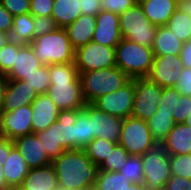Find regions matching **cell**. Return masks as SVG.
I'll list each match as a JSON object with an SVG mask.
<instances>
[{
    "label": "cell",
    "mask_w": 191,
    "mask_h": 190,
    "mask_svg": "<svg viewBox=\"0 0 191 190\" xmlns=\"http://www.w3.org/2000/svg\"><path fill=\"white\" fill-rule=\"evenodd\" d=\"M143 167V184L147 190L166 187L171 178L169 154L163 143H155L145 154L141 155Z\"/></svg>",
    "instance_id": "cell-6"
},
{
    "label": "cell",
    "mask_w": 191,
    "mask_h": 190,
    "mask_svg": "<svg viewBox=\"0 0 191 190\" xmlns=\"http://www.w3.org/2000/svg\"><path fill=\"white\" fill-rule=\"evenodd\" d=\"M13 143L30 169L52 164L36 133L17 137Z\"/></svg>",
    "instance_id": "cell-15"
},
{
    "label": "cell",
    "mask_w": 191,
    "mask_h": 190,
    "mask_svg": "<svg viewBox=\"0 0 191 190\" xmlns=\"http://www.w3.org/2000/svg\"><path fill=\"white\" fill-rule=\"evenodd\" d=\"M176 9L191 17V0H177Z\"/></svg>",
    "instance_id": "cell-52"
},
{
    "label": "cell",
    "mask_w": 191,
    "mask_h": 190,
    "mask_svg": "<svg viewBox=\"0 0 191 190\" xmlns=\"http://www.w3.org/2000/svg\"><path fill=\"white\" fill-rule=\"evenodd\" d=\"M13 16L30 13V0H0Z\"/></svg>",
    "instance_id": "cell-44"
},
{
    "label": "cell",
    "mask_w": 191,
    "mask_h": 190,
    "mask_svg": "<svg viewBox=\"0 0 191 190\" xmlns=\"http://www.w3.org/2000/svg\"><path fill=\"white\" fill-rule=\"evenodd\" d=\"M8 84V78L6 74L0 73V110L3 105L4 92Z\"/></svg>",
    "instance_id": "cell-53"
},
{
    "label": "cell",
    "mask_w": 191,
    "mask_h": 190,
    "mask_svg": "<svg viewBox=\"0 0 191 190\" xmlns=\"http://www.w3.org/2000/svg\"><path fill=\"white\" fill-rule=\"evenodd\" d=\"M22 81L32 86L37 95L46 94L50 87L48 65L37 68L30 76L23 77Z\"/></svg>",
    "instance_id": "cell-35"
},
{
    "label": "cell",
    "mask_w": 191,
    "mask_h": 190,
    "mask_svg": "<svg viewBox=\"0 0 191 190\" xmlns=\"http://www.w3.org/2000/svg\"><path fill=\"white\" fill-rule=\"evenodd\" d=\"M82 94L86 103L115 92L128 83L131 78L118 67L97 69L80 74Z\"/></svg>",
    "instance_id": "cell-5"
},
{
    "label": "cell",
    "mask_w": 191,
    "mask_h": 190,
    "mask_svg": "<svg viewBox=\"0 0 191 190\" xmlns=\"http://www.w3.org/2000/svg\"><path fill=\"white\" fill-rule=\"evenodd\" d=\"M163 144L169 155L191 154V126L175 123Z\"/></svg>",
    "instance_id": "cell-25"
},
{
    "label": "cell",
    "mask_w": 191,
    "mask_h": 190,
    "mask_svg": "<svg viewBox=\"0 0 191 190\" xmlns=\"http://www.w3.org/2000/svg\"><path fill=\"white\" fill-rule=\"evenodd\" d=\"M175 88L181 95L191 96V68L182 67Z\"/></svg>",
    "instance_id": "cell-46"
},
{
    "label": "cell",
    "mask_w": 191,
    "mask_h": 190,
    "mask_svg": "<svg viewBox=\"0 0 191 190\" xmlns=\"http://www.w3.org/2000/svg\"><path fill=\"white\" fill-rule=\"evenodd\" d=\"M54 0H30V13L33 16H51Z\"/></svg>",
    "instance_id": "cell-45"
},
{
    "label": "cell",
    "mask_w": 191,
    "mask_h": 190,
    "mask_svg": "<svg viewBox=\"0 0 191 190\" xmlns=\"http://www.w3.org/2000/svg\"><path fill=\"white\" fill-rule=\"evenodd\" d=\"M56 190H72V189L62 188V187L58 186V187L56 188Z\"/></svg>",
    "instance_id": "cell-60"
},
{
    "label": "cell",
    "mask_w": 191,
    "mask_h": 190,
    "mask_svg": "<svg viewBox=\"0 0 191 190\" xmlns=\"http://www.w3.org/2000/svg\"><path fill=\"white\" fill-rule=\"evenodd\" d=\"M182 72L180 55L155 56L148 78L161 87H175Z\"/></svg>",
    "instance_id": "cell-14"
},
{
    "label": "cell",
    "mask_w": 191,
    "mask_h": 190,
    "mask_svg": "<svg viewBox=\"0 0 191 190\" xmlns=\"http://www.w3.org/2000/svg\"><path fill=\"white\" fill-rule=\"evenodd\" d=\"M136 91L133 101L132 116L147 121L158 108L163 93V87L151 81L148 77L134 78Z\"/></svg>",
    "instance_id": "cell-10"
},
{
    "label": "cell",
    "mask_w": 191,
    "mask_h": 190,
    "mask_svg": "<svg viewBox=\"0 0 191 190\" xmlns=\"http://www.w3.org/2000/svg\"><path fill=\"white\" fill-rule=\"evenodd\" d=\"M135 91V81L131 79L122 88L96 99L92 104L109 115L126 119L132 116Z\"/></svg>",
    "instance_id": "cell-11"
},
{
    "label": "cell",
    "mask_w": 191,
    "mask_h": 190,
    "mask_svg": "<svg viewBox=\"0 0 191 190\" xmlns=\"http://www.w3.org/2000/svg\"><path fill=\"white\" fill-rule=\"evenodd\" d=\"M116 144V142L107 141L99 137L94 138L84 150L92 161L99 167L100 164L108 157L110 152H112V149Z\"/></svg>",
    "instance_id": "cell-33"
},
{
    "label": "cell",
    "mask_w": 191,
    "mask_h": 190,
    "mask_svg": "<svg viewBox=\"0 0 191 190\" xmlns=\"http://www.w3.org/2000/svg\"><path fill=\"white\" fill-rule=\"evenodd\" d=\"M182 40L176 37L167 26H158L155 33V38L152 45L154 56L180 55Z\"/></svg>",
    "instance_id": "cell-26"
},
{
    "label": "cell",
    "mask_w": 191,
    "mask_h": 190,
    "mask_svg": "<svg viewBox=\"0 0 191 190\" xmlns=\"http://www.w3.org/2000/svg\"><path fill=\"white\" fill-rule=\"evenodd\" d=\"M23 190H56L57 176L52 164L31 168L20 186Z\"/></svg>",
    "instance_id": "cell-23"
},
{
    "label": "cell",
    "mask_w": 191,
    "mask_h": 190,
    "mask_svg": "<svg viewBox=\"0 0 191 190\" xmlns=\"http://www.w3.org/2000/svg\"><path fill=\"white\" fill-rule=\"evenodd\" d=\"M2 170H3V166L0 165V190H8L9 187L6 184L5 177Z\"/></svg>",
    "instance_id": "cell-54"
},
{
    "label": "cell",
    "mask_w": 191,
    "mask_h": 190,
    "mask_svg": "<svg viewBox=\"0 0 191 190\" xmlns=\"http://www.w3.org/2000/svg\"><path fill=\"white\" fill-rule=\"evenodd\" d=\"M137 2L149 22L157 27L166 26L177 8V0H143Z\"/></svg>",
    "instance_id": "cell-22"
},
{
    "label": "cell",
    "mask_w": 191,
    "mask_h": 190,
    "mask_svg": "<svg viewBox=\"0 0 191 190\" xmlns=\"http://www.w3.org/2000/svg\"><path fill=\"white\" fill-rule=\"evenodd\" d=\"M127 190H147L143 183H133Z\"/></svg>",
    "instance_id": "cell-56"
},
{
    "label": "cell",
    "mask_w": 191,
    "mask_h": 190,
    "mask_svg": "<svg viewBox=\"0 0 191 190\" xmlns=\"http://www.w3.org/2000/svg\"><path fill=\"white\" fill-rule=\"evenodd\" d=\"M119 28L122 38L152 47L157 26L149 22L139 3L119 15Z\"/></svg>",
    "instance_id": "cell-7"
},
{
    "label": "cell",
    "mask_w": 191,
    "mask_h": 190,
    "mask_svg": "<svg viewBox=\"0 0 191 190\" xmlns=\"http://www.w3.org/2000/svg\"><path fill=\"white\" fill-rule=\"evenodd\" d=\"M24 44L9 40L0 49V73L7 74L14 66L15 54Z\"/></svg>",
    "instance_id": "cell-37"
},
{
    "label": "cell",
    "mask_w": 191,
    "mask_h": 190,
    "mask_svg": "<svg viewBox=\"0 0 191 190\" xmlns=\"http://www.w3.org/2000/svg\"><path fill=\"white\" fill-rule=\"evenodd\" d=\"M191 115V96H177V107L173 113L175 123H184Z\"/></svg>",
    "instance_id": "cell-41"
},
{
    "label": "cell",
    "mask_w": 191,
    "mask_h": 190,
    "mask_svg": "<svg viewBox=\"0 0 191 190\" xmlns=\"http://www.w3.org/2000/svg\"><path fill=\"white\" fill-rule=\"evenodd\" d=\"M180 59L182 67L191 68V40L183 43Z\"/></svg>",
    "instance_id": "cell-51"
},
{
    "label": "cell",
    "mask_w": 191,
    "mask_h": 190,
    "mask_svg": "<svg viewBox=\"0 0 191 190\" xmlns=\"http://www.w3.org/2000/svg\"><path fill=\"white\" fill-rule=\"evenodd\" d=\"M184 123L191 126V115L188 116V118L184 121Z\"/></svg>",
    "instance_id": "cell-57"
},
{
    "label": "cell",
    "mask_w": 191,
    "mask_h": 190,
    "mask_svg": "<svg viewBox=\"0 0 191 190\" xmlns=\"http://www.w3.org/2000/svg\"><path fill=\"white\" fill-rule=\"evenodd\" d=\"M29 45L43 65L74 62L75 49L64 28L35 37Z\"/></svg>",
    "instance_id": "cell-3"
},
{
    "label": "cell",
    "mask_w": 191,
    "mask_h": 190,
    "mask_svg": "<svg viewBox=\"0 0 191 190\" xmlns=\"http://www.w3.org/2000/svg\"><path fill=\"white\" fill-rule=\"evenodd\" d=\"M75 149H85L93 140L91 122L89 121V103L83 109L77 110V120L74 124Z\"/></svg>",
    "instance_id": "cell-29"
},
{
    "label": "cell",
    "mask_w": 191,
    "mask_h": 190,
    "mask_svg": "<svg viewBox=\"0 0 191 190\" xmlns=\"http://www.w3.org/2000/svg\"><path fill=\"white\" fill-rule=\"evenodd\" d=\"M80 0H54L52 17L59 28H65L80 15Z\"/></svg>",
    "instance_id": "cell-27"
},
{
    "label": "cell",
    "mask_w": 191,
    "mask_h": 190,
    "mask_svg": "<svg viewBox=\"0 0 191 190\" xmlns=\"http://www.w3.org/2000/svg\"><path fill=\"white\" fill-rule=\"evenodd\" d=\"M89 121L91 122L93 139L100 137L119 143L123 118L109 115L89 103Z\"/></svg>",
    "instance_id": "cell-13"
},
{
    "label": "cell",
    "mask_w": 191,
    "mask_h": 190,
    "mask_svg": "<svg viewBox=\"0 0 191 190\" xmlns=\"http://www.w3.org/2000/svg\"><path fill=\"white\" fill-rule=\"evenodd\" d=\"M31 108L33 133L44 131L57 121L59 109L47 93L38 95L31 104Z\"/></svg>",
    "instance_id": "cell-18"
},
{
    "label": "cell",
    "mask_w": 191,
    "mask_h": 190,
    "mask_svg": "<svg viewBox=\"0 0 191 190\" xmlns=\"http://www.w3.org/2000/svg\"><path fill=\"white\" fill-rule=\"evenodd\" d=\"M74 64L79 75L97 69L116 67L115 47L90 41L75 50Z\"/></svg>",
    "instance_id": "cell-8"
},
{
    "label": "cell",
    "mask_w": 191,
    "mask_h": 190,
    "mask_svg": "<svg viewBox=\"0 0 191 190\" xmlns=\"http://www.w3.org/2000/svg\"><path fill=\"white\" fill-rule=\"evenodd\" d=\"M131 183H143V167L141 156L129 155L125 165L119 170Z\"/></svg>",
    "instance_id": "cell-36"
},
{
    "label": "cell",
    "mask_w": 191,
    "mask_h": 190,
    "mask_svg": "<svg viewBox=\"0 0 191 190\" xmlns=\"http://www.w3.org/2000/svg\"><path fill=\"white\" fill-rule=\"evenodd\" d=\"M96 25V16L81 14L64 28L75 50L92 41Z\"/></svg>",
    "instance_id": "cell-20"
},
{
    "label": "cell",
    "mask_w": 191,
    "mask_h": 190,
    "mask_svg": "<svg viewBox=\"0 0 191 190\" xmlns=\"http://www.w3.org/2000/svg\"><path fill=\"white\" fill-rule=\"evenodd\" d=\"M42 65L34 55L32 47L24 44L15 54L14 66L6 76L8 80H22L23 77L30 76Z\"/></svg>",
    "instance_id": "cell-21"
},
{
    "label": "cell",
    "mask_w": 191,
    "mask_h": 190,
    "mask_svg": "<svg viewBox=\"0 0 191 190\" xmlns=\"http://www.w3.org/2000/svg\"><path fill=\"white\" fill-rule=\"evenodd\" d=\"M10 39L21 44H30L35 38L33 15L20 14L13 17Z\"/></svg>",
    "instance_id": "cell-28"
},
{
    "label": "cell",
    "mask_w": 191,
    "mask_h": 190,
    "mask_svg": "<svg viewBox=\"0 0 191 190\" xmlns=\"http://www.w3.org/2000/svg\"><path fill=\"white\" fill-rule=\"evenodd\" d=\"M48 96L59 110H78L86 106L79 72L74 62L48 65Z\"/></svg>",
    "instance_id": "cell-2"
},
{
    "label": "cell",
    "mask_w": 191,
    "mask_h": 190,
    "mask_svg": "<svg viewBox=\"0 0 191 190\" xmlns=\"http://www.w3.org/2000/svg\"><path fill=\"white\" fill-rule=\"evenodd\" d=\"M132 184L119 171L98 170L93 190H127Z\"/></svg>",
    "instance_id": "cell-31"
},
{
    "label": "cell",
    "mask_w": 191,
    "mask_h": 190,
    "mask_svg": "<svg viewBox=\"0 0 191 190\" xmlns=\"http://www.w3.org/2000/svg\"><path fill=\"white\" fill-rule=\"evenodd\" d=\"M33 24L35 37L48 34L58 28L52 16H33Z\"/></svg>",
    "instance_id": "cell-42"
},
{
    "label": "cell",
    "mask_w": 191,
    "mask_h": 190,
    "mask_svg": "<svg viewBox=\"0 0 191 190\" xmlns=\"http://www.w3.org/2000/svg\"><path fill=\"white\" fill-rule=\"evenodd\" d=\"M30 168L21 153L14 146L3 165V174L9 188L20 187Z\"/></svg>",
    "instance_id": "cell-24"
},
{
    "label": "cell",
    "mask_w": 191,
    "mask_h": 190,
    "mask_svg": "<svg viewBox=\"0 0 191 190\" xmlns=\"http://www.w3.org/2000/svg\"><path fill=\"white\" fill-rule=\"evenodd\" d=\"M96 24L92 41L104 46L116 47L122 40L118 14L100 11L96 15Z\"/></svg>",
    "instance_id": "cell-16"
},
{
    "label": "cell",
    "mask_w": 191,
    "mask_h": 190,
    "mask_svg": "<svg viewBox=\"0 0 191 190\" xmlns=\"http://www.w3.org/2000/svg\"><path fill=\"white\" fill-rule=\"evenodd\" d=\"M10 40V35L0 30V49Z\"/></svg>",
    "instance_id": "cell-55"
},
{
    "label": "cell",
    "mask_w": 191,
    "mask_h": 190,
    "mask_svg": "<svg viewBox=\"0 0 191 190\" xmlns=\"http://www.w3.org/2000/svg\"><path fill=\"white\" fill-rule=\"evenodd\" d=\"M156 190H168L166 187H162V188H159V189H156Z\"/></svg>",
    "instance_id": "cell-61"
},
{
    "label": "cell",
    "mask_w": 191,
    "mask_h": 190,
    "mask_svg": "<svg viewBox=\"0 0 191 190\" xmlns=\"http://www.w3.org/2000/svg\"><path fill=\"white\" fill-rule=\"evenodd\" d=\"M8 190H23L21 187H13V188H9Z\"/></svg>",
    "instance_id": "cell-59"
},
{
    "label": "cell",
    "mask_w": 191,
    "mask_h": 190,
    "mask_svg": "<svg viewBox=\"0 0 191 190\" xmlns=\"http://www.w3.org/2000/svg\"><path fill=\"white\" fill-rule=\"evenodd\" d=\"M13 17L14 16L0 3V30L2 32L11 33Z\"/></svg>",
    "instance_id": "cell-49"
},
{
    "label": "cell",
    "mask_w": 191,
    "mask_h": 190,
    "mask_svg": "<svg viewBox=\"0 0 191 190\" xmlns=\"http://www.w3.org/2000/svg\"><path fill=\"white\" fill-rule=\"evenodd\" d=\"M136 3H138L137 0H102L101 11H109L120 15Z\"/></svg>",
    "instance_id": "cell-43"
},
{
    "label": "cell",
    "mask_w": 191,
    "mask_h": 190,
    "mask_svg": "<svg viewBox=\"0 0 191 190\" xmlns=\"http://www.w3.org/2000/svg\"><path fill=\"white\" fill-rule=\"evenodd\" d=\"M177 96H181V94L175 87L163 88L157 111L165 114H173L177 107Z\"/></svg>",
    "instance_id": "cell-40"
},
{
    "label": "cell",
    "mask_w": 191,
    "mask_h": 190,
    "mask_svg": "<svg viewBox=\"0 0 191 190\" xmlns=\"http://www.w3.org/2000/svg\"><path fill=\"white\" fill-rule=\"evenodd\" d=\"M77 110H59L57 121L53 124V137L64 150L75 149L74 124Z\"/></svg>",
    "instance_id": "cell-19"
},
{
    "label": "cell",
    "mask_w": 191,
    "mask_h": 190,
    "mask_svg": "<svg viewBox=\"0 0 191 190\" xmlns=\"http://www.w3.org/2000/svg\"><path fill=\"white\" fill-rule=\"evenodd\" d=\"M146 122L155 143H163L175 125L173 114H165L158 111Z\"/></svg>",
    "instance_id": "cell-30"
},
{
    "label": "cell",
    "mask_w": 191,
    "mask_h": 190,
    "mask_svg": "<svg viewBox=\"0 0 191 190\" xmlns=\"http://www.w3.org/2000/svg\"><path fill=\"white\" fill-rule=\"evenodd\" d=\"M168 190H191V179L180 176H171L166 183Z\"/></svg>",
    "instance_id": "cell-48"
},
{
    "label": "cell",
    "mask_w": 191,
    "mask_h": 190,
    "mask_svg": "<svg viewBox=\"0 0 191 190\" xmlns=\"http://www.w3.org/2000/svg\"><path fill=\"white\" fill-rule=\"evenodd\" d=\"M58 186L72 190H93L99 167L83 149L65 150L52 160Z\"/></svg>",
    "instance_id": "cell-1"
},
{
    "label": "cell",
    "mask_w": 191,
    "mask_h": 190,
    "mask_svg": "<svg viewBox=\"0 0 191 190\" xmlns=\"http://www.w3.org/2000/svg\"><path fill=\"white\" fill-rule=\"evenodd\" d=\"M119 144L124 147L130 155L141 156L145 154L155 142L152 139L147 122L129 116L123 119Z\"/></svg>",
    "instance_id": "cell-9"
},
{
    "label": "cell",
    "mask_w": 191,
    "mask_h": 190,
    "mask_svg": "<svg viewBox=\"0 0 191 190\" xmlns=\"http://www.w3.org/2000/svg\"><path fill=\"white\" fill-rule=\"evenodd\" d=\"M13 147H14L13 140L4 138L2 141H0V165L2 166L4 165Z\"/></svg>",
    "instance_id": "cell-50"
},
{
    "label": "cell",
    "mask_w": 191,
    "mask_h": 190,
    "mask_svg": "<svg viewBox=\"0 0 191 190\" xmlns=\"http://www.w3.org/2000/svg\"><path fill=\"white\" fill-rule=\"evenodd\" d=\"M154 51L151 47L122 38L115 47L116 67L131 79L148 77L154 63Z\"/></svg>",
    "instance_id": "cell-4"
},
{
    "label": "cell",
    "mask_w": 191,
    "mask_h": 190,
    "mask_svg": "<svg viewBox=\"0 0 191 190\" xmlns=\"http://www.w3.org/2000/svg\"><path fill=\"white\" fill-rule=\"evenodd\" d=\"M166 26L182 42L191 40V17L187 14L176 9Z\"/></svg>",
    "instance_id": "cell-32"
},
{
    "label": "cell",
    "mask_w": 191,
    "mask_h": 190,
    "mask_svg": "<svg viewBox=\"0 0 191 190\" xmlns=\"http://www.w3.org/2000/svg\"><path fill=\"white\" fill-rule=\"evenodd\" d=\"M129 155L128 151L117 143L108 157L100 164L99 170L108 172L119 171L125 165Z\"/></svg>",
    "instance_id": "cell-34"
},
{
    "label": "cell",
    "mask_w": 191,
    "mask_h": 190,
    "mask_svg": "<svg viewBox=\"0 0 191 190\" xmlns=\"http://www.w3.org/2000/svg\"><path fill=\"white\" fill-rule=\"evenodd\" d=\"M3 139H4V136H3V132L0 125V141H2Z\"/></svg>",
    "instance_id": "cell-58"
},
{
    "label": "cell",
    "mask_w": 191,
    "mask_h": 190,
    "mask_svg": "<svg viewBox=\"0 0 191 190\" xmlns=\"http://www.w3.org/2000/svg\"><path fill=\"white\" fill-rule=\"evenodd\" d=\"M37 93L22 80H8L0 112L14 111L19 107L31 105Z\"/></svg>",
    "instance_id": "cell-17"
},
{
    "label": "cell",
    "mask_w": 191,
    "mask_h": 190,
    "mask_svg": "<svg viewBox=\"0 0 191 190\" xmlns=\"http://www.w3.org/2000/svg\"><path fill=\"white\" fill-rule=\"evenodd\" d=\"M36 135L40 139L43 148L46 150L47 155L51 160L57 158L65 151L60 145V142L54 140L53 124L46 130L37 132Z\"/></svg>",
    "instance_id": "cell-38"
},
{
    "label": "cell",
    "mask_w": 191,
    "mask_h": 190,
    "mask_svg": "<svg viewBox=\"0 0 191 190\" xmlns=\"http://www.w3.org/2000/svg\"><path fill=\"white\" fill-rule=\"evenodd\" d=\"M102 7V0H80L81 13L96 16Z\"/></svg>",
    "instance_id": "cell-47"
},
{
    "label": "cell",
    "mask_w": 191,
    "mask_h": 190,
    "mask_svg": "<svg viewBox=\"0 0 191 190\" xmlns=\"http://www.w3.org/2000/svg\"><path fill=\"white\" fill-rule=\"evenodd\" d=\"M171 176L191 179V154L169 155Z\"/></svg>",
    "instance_id": "cell-39"
},
{
    "label": "cell",
    "mask_w": 191,
    "mask_h": 190,
    "mask_svg": "<svg viewBox=\"0 0 191 190\" xmlns=\"http://www.w3.org/2000/svg\"><path fill=\"white\" fill-rule=\"evenodd\" d=\"M31 118V105L19 107L14 111L0 112V125L4 138L14 140L33 133Z\"/></svg>",
    "instance_id": "cell-12"
}]
</instances>
